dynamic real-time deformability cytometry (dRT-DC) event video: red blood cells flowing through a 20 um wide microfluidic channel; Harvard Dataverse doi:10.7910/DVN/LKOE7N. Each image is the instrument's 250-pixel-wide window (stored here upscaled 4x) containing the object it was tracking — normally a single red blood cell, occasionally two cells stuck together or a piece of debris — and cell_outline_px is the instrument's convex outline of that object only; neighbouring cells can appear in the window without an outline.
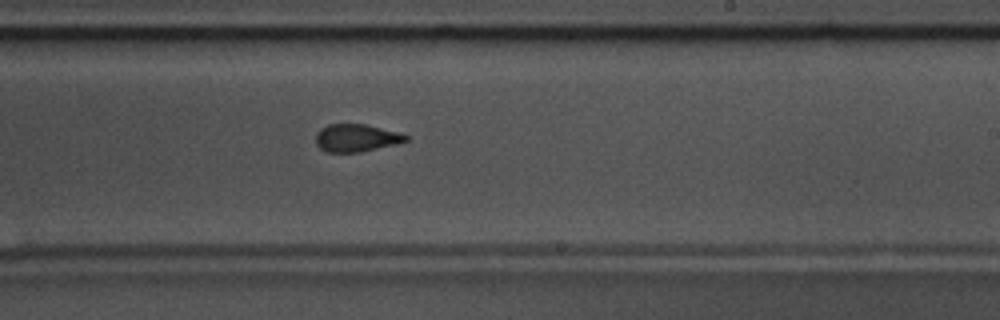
{"species": "common noctule bat (a hibernating species)", "species_latin": "Nyctalus noctula", "temperature_condition": "warm", "stored_images_in_passage": 53, "camera_frame_rate_fps": 3000, "um_per_image_px": 0.085, "animal": {"sex": "male", "body_mass_g": 17.5, "forearm_length_mm": 52.3}, "frame": {"image": 1, "passage_image": 31, "time_ms": 10.0, "image_size_px": [1000, 320], "cell_outline_px": [[408, 140], [396, 144], [360, 152], [328, 152], [320, 148], [316, 144], [316, 132], [320, 128], [328, 124], [364, 124], [396, 132], [408, 136]], "centroid_in_image_um": [30.24, 11.72], "position_along_channel_um": 258.8, "area_um2": 14.33}, "authors_computed_cell_mechanics": {"area_um2": 14.9124, "velocity_mm_per_s": 3.6528, "shape_relaxation_time_tau1_ms": 5.4764, "shape_relaxation_time_tau2_ms": 1.4099, "deformation_change_tau1": 0.1898, "deformation_change_tau2": 0.0699}}